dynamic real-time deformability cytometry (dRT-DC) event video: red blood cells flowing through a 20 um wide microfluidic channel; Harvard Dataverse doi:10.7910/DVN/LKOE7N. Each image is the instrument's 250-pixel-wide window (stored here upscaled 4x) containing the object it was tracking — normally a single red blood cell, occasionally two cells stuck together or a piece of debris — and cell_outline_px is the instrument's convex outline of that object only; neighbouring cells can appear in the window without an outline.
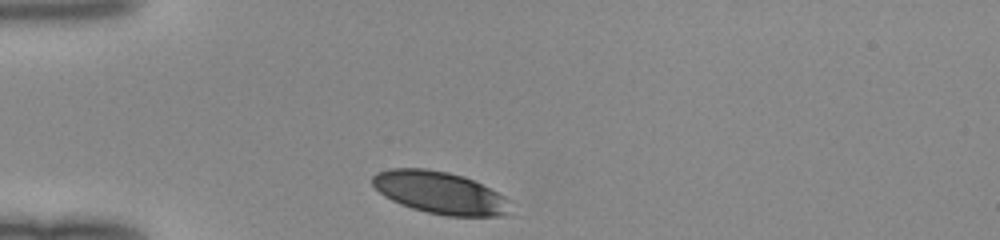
{"species": "human", "species_latin": "Homo sapiens", "temperature_condition": "room temperature", "stored_images_in_passage": 28, "camera_frame_rate_fps": 3000, "um_per_image_px": 0.085, "donor": {"sex": "female"}, "frame": {"image": 1, "passage_image": 1, "time_ms": 0.0, "image_size_px": [1000, 240], "cell_outline_px": [[512, 200], [504, 216], [448, 216], [428, 212], [412, 208], [400, 204], [384, 196], [372, 184], [372, 176], [376, 172], [392, 168], [424, 168], [448, 172], [464, 176]], "centroid_in_image_um": [37.37, 16.37], "position_along_channel_um": 47.6, "area_um2": 33.76}}
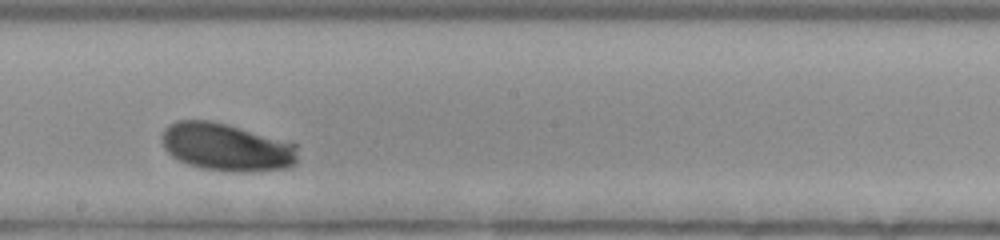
{"frame": {"image": 2, "passage_image": 16, "time_ms": 5.0, "image_size_px": [1000, 240], "cell_outline_px": [[296, 164], [288, 168], [252, 172], [232, 172], [200, 168], [188, 164], [172, 156], [164, 148], [164, 128], [168, 124], [176, 120], [208, 120], [228, 124], [296, 144]], "centroid_in_image_um": [19.26, 12.51], "position_along_channel_um": 228.9, "area_um2": 37.74}}
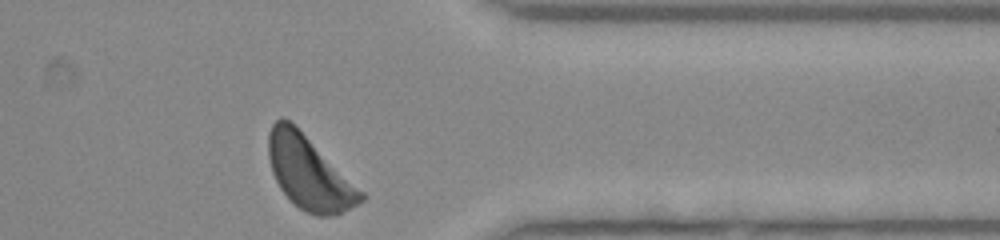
{"frame": {"image": 3, "passage_image": 28, "time_ms": 9.0, "image_size_px": [1000, 240], "cell_outline_px": [[368, 196], [360, 204], [340, 212], [328, 216], [316, 216], [300, 208], [280, 188], [272, 172], [268, 156], [268, 132], [272, 124], [280, 116], [284, 116], [364, 192]], "centroid_in_image_um": [26.26, 14.69], "position_along_channel_um": 385.1, "area_um2": 38.55}}